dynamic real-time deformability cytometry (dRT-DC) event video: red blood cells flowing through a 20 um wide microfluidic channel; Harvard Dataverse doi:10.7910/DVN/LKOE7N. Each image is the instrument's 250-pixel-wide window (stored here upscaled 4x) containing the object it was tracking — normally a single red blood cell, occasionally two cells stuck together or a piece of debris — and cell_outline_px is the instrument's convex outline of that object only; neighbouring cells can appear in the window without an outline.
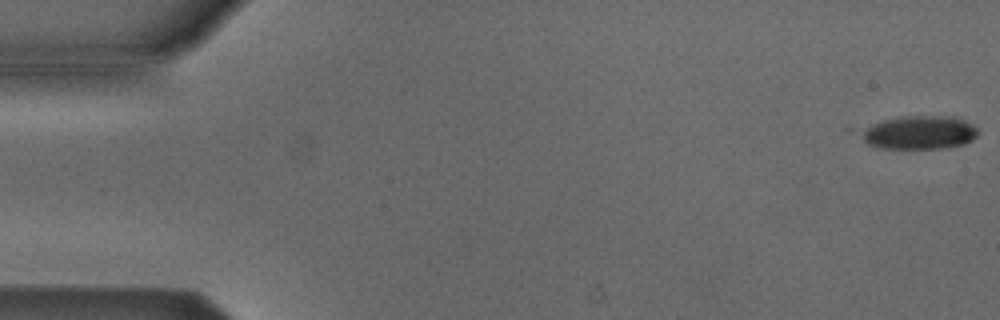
{"species": "Egyptian fruit bat (a non-hibernating species)", "species_latin": "Rousettus aegyptiacus", "temperature_condition": "cold", "stored_images_in_passage": 4, "camera_frame_rate_fps": 3000, "um_per_image_px": 0.085, "animal": {"sex": "male"}, "frame": {"image": 1, "passage_image": 1, "time_ms": 0.0, "image_size_px": [1000, 320], "cell_outline_px": [[980, 132], [972, 140], [964, 144], [944, 148], [880, 148], [868, 144], [848, 132], [844, 128], [900, 116], [956, 116], [972, 124]], "centroid_in_image_um": [77.85, 11.24], "position_along_channel_um": 7.2, "area_um2": 24.39}}